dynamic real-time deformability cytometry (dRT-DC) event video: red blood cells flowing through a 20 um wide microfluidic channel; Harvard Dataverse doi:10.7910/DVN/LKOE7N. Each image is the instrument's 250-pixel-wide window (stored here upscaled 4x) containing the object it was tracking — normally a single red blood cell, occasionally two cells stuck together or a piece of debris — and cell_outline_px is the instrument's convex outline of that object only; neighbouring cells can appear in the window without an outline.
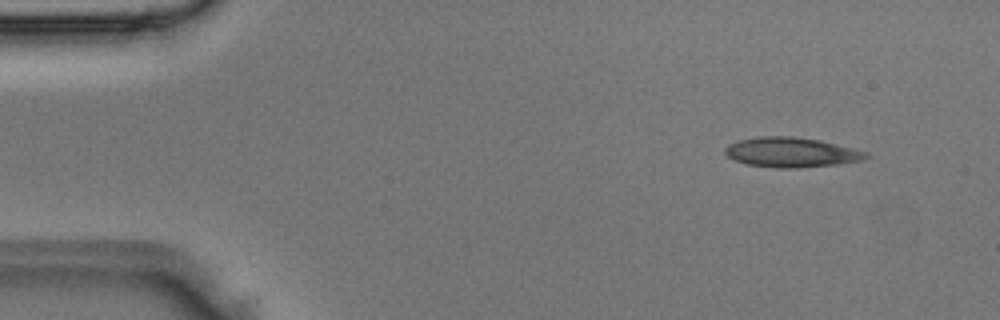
{"species": "Egyptian fruit bat (a non-hibernating species)", "species_latin": "Rousettus aegyptiacus", "temperature_condition": "room temperature", "stored_images_in_passage": 5, "segment_of_instrument_passage": [1, 2], "camera_frame_rate_fps": 3000, "um_per_image_px": 0.085, "animal": {"sex": "male"}, "frame": {"image": 1, "passage_image": 2, "time_ms": 0.333, "image_size_px": [1000, 320], "cell_outline_px": [[868, 156], [864, 160], [836, 164], [800, 168], [776, 168], [748, 164], [732, 160], [724, 152], [724, 148], [728, 144], [736, 140], [760, 136], [792, 136], [820, 140], [868, 152]], "centroid_in_image_um": [67.22, 12.94], "position_along_channel_um": 17.8, "area_um2": 24.62}}